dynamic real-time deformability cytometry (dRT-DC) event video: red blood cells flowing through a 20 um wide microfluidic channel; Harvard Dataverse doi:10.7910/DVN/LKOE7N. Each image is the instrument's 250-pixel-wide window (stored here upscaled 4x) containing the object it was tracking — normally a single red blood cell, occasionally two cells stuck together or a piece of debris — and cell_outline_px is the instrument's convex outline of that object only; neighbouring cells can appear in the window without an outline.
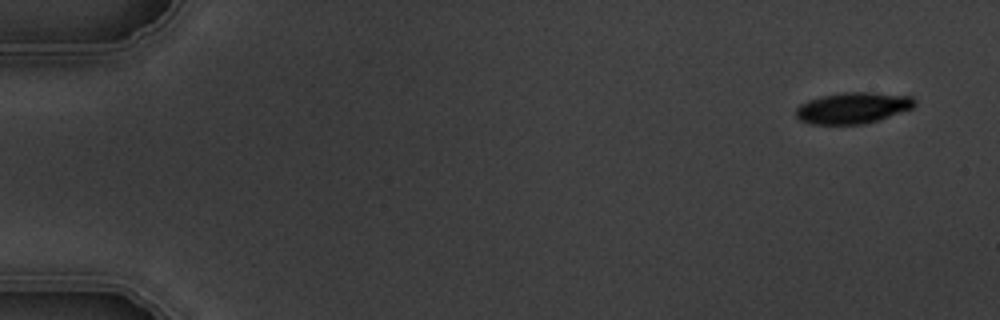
{"species": "common noctule bat (a hibernating species)", "species_latin": "Nyctalus noctula", "temperature_condition": "warm", "stored_images_in_passage": 5, "camera_frame_rate_fps": 3000, "um_per_image_px": 0.085, "animal": {"sex": "male", "body_mass_g": 19.5, "forearm_length_mm": 54.6}, "frame": {"image": 1, "passage_image": 1, "time_ms": 0.0, "image_size_px": [1000, 320], "cell_outline_px": [[916, 104], [912, 108], [880, 120], [864, 124], [812, 124], [800, 120], [796, 116], [796, 108], [800, 104], [808, 100], [824, 96], [844, 92], [872, 92], [912, 96], [916, 100]], "centroid_in_image_um": [72.52, 9.17], "position_along_channel_um": 12.5, "area_um2": 21.62}}
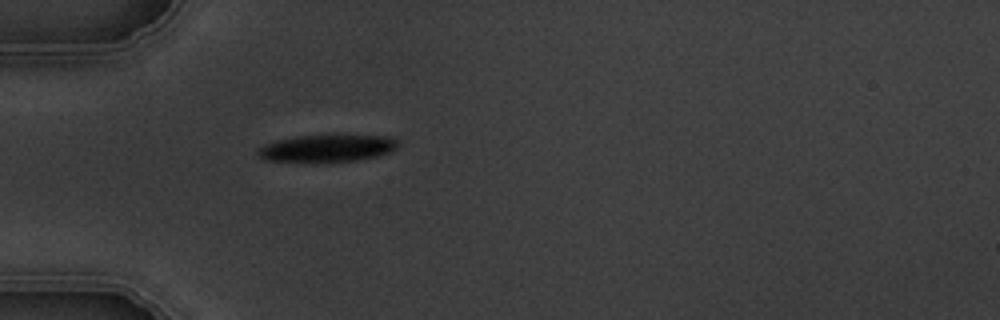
{"frame": {"image": 2, "passage_image": 5, "time_ms": 4.667, "image_size_px": [1000, 320], "cell_outline_px": [[400, 144], [396, 148], [388, 152], [376, 156], [356, 160], [312, 164], [268, 160], [260, 156], [256, 152], [260, 148], [268, 144], [280, 140], [296, 136], [332, 132], [336, 132], [388, 136], [400, 140]], "centroid_in_image_um": [27.88, 12.57], "position_along_channel_um": 57.1, "area_um2": 23.64}}